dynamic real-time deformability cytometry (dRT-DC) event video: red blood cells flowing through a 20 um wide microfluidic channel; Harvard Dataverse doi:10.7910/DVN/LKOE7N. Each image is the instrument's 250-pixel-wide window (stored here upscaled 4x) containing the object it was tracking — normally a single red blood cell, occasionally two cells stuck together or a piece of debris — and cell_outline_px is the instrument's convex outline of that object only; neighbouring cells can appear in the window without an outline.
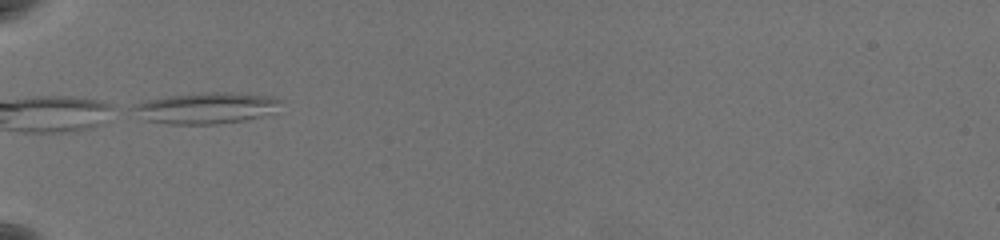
{"species": "common noctule bat (a hibernating species)", "species_latin": "Nyctalus noctula", "temperature_condition": "warm", "stored_images_in_passage": 35, "camera_frame_rate_fps": 3000, "um_per_image_px": 0.085, "animal": {"sex": "female", "body_mass_g": 19.5, "forearm_length_mm": 54.1}, "frame": {"image": 1, "passage_image": 1, "time_ms": 0.0, "image_size_px": [1000, 240], "cell_outline_px": [[280, 100], [260, 116], [244, 120], [212, 124], [172, 124], [148, 120], [132, 108], [136, 104], [148, 100], [168, 96], [208, 92], [228, 92], [264, 96]], "centroid_in_image_um": [17.41, 9.18], "position_along_channel_um": 67.6, "area_um2": 25.32}}
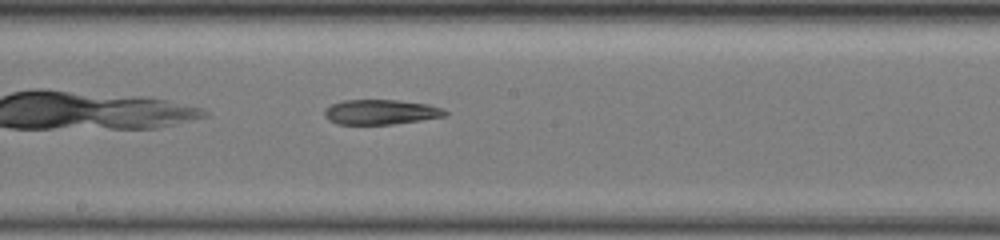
{"frame": {"image": 2, "passage_image": 14, "time_ms": 4.333, "image_size_px": [1000, 240], "cell_outline_px": [[448, 112], [444, 116], [420, 120], [392, 124], [340, 124], [332, 120], [324, 112], [332, 104], [344, 100], [396, 100], [428, 104], [440, 108]], "centroid_in_image_um": [32.4, 9.51], "position_along_channel_um": 215.8, "area_um2": 16.99}}
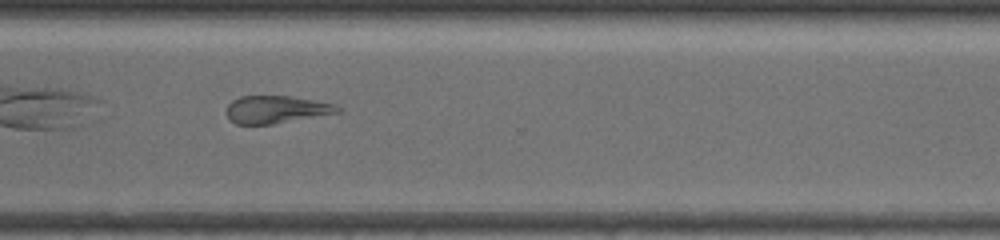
{"frame": {"image": 3, "passage_image": 25, "time_ms": 8.0, "image_size_px": [1000, 240], "cell_outline_px": [[340, 112], [272, 124], [236, 124], [228, 120], [228, 104], [232, 100], [240, 96], [288, 96], [312, 100], [332, 104], [340, 108]], "centroid_in_image_um": [23.42, 9.31], "position_along_channel_um": 347.2, "area_um2": 17.51}}